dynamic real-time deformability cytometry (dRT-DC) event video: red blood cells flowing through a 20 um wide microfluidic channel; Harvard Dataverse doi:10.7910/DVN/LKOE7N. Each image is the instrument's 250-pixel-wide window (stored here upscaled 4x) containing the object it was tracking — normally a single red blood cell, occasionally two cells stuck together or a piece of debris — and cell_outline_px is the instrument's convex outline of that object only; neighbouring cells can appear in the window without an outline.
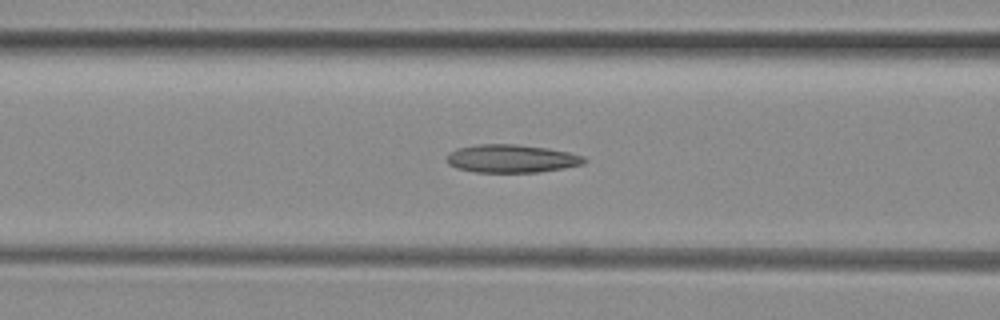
{"species": "common noctule bat (a hibernating species)", "species_latin": "Nyctalus noctula", "temperature_condition": "room temperature", "stored_images_in_passage": 34, "camera_frame_rate_fps": 3000, "um_per_image_px": 0.085, "animal": {"sex": "female", "body_mass_g": 29.2, "forearm_length_mm": 56.3}, "frame": {"image": 1, "passage_image": 13, "time_ms": 4.0, "image_size_px": [1000, 320], "cell_outline_px": [[588, 160], [584, 164], [564, 168], [540, 172], [476, 172], [456, 168], [448, 164], [448, 152], [456, 148], [476, 144], [516, 144], [548, 148], [568, 152], [584, 156]], "centroid_in_image_um": [43.49, 13.48], "position_along_channel_um": 123.1, "area_um2": 22.66}}
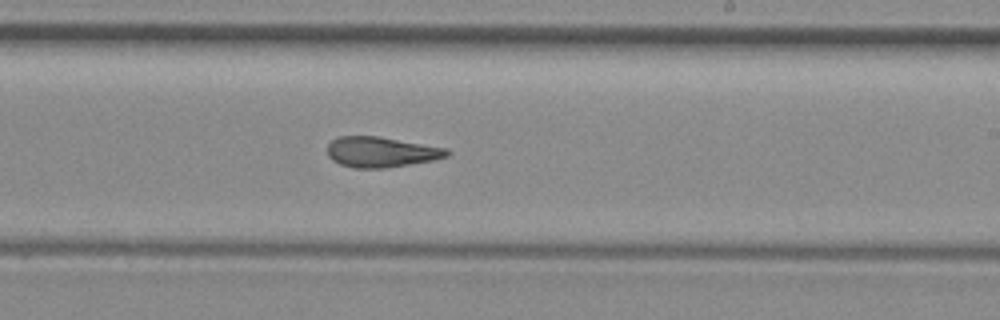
{"frame": {"image": 2, "passage_image": 23, "time_ms": 7.333, "image_size_px": [1000, 320], "cell_outline_px": [[448, 156], [432, 160], [384, 168], [352, 168], [340, 164], [332, 160], [328, 156], [328, 144], [336, 136], [376, 136], [448, 148]], "centroid_in_image_um": [32.35, 12.92], "position_along_channel_um": 256.7, "area_um2": 21.04}}
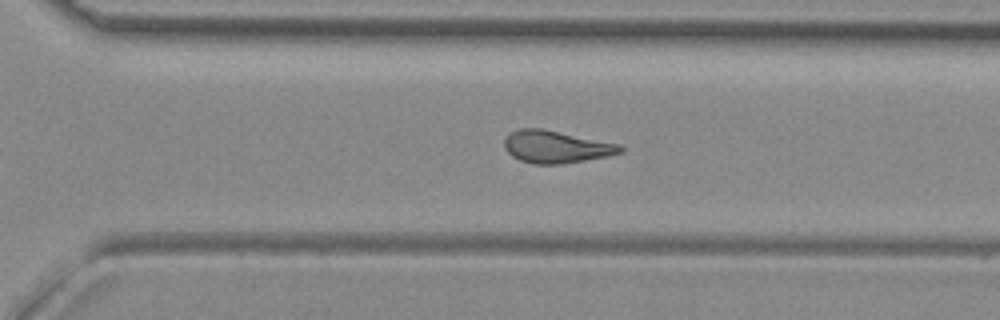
{"frame": {"image": 3, "passage_image": 28, "time_ms": 9.0, "image_size_px": [1000, 320], "cell_outline_px": [[624, 148], [620, 152], [608, 156], [564, 164], [532, 164], [520, 160], [512, 156], [504, 148], [504, 140], [512, 132], [520, 128], [540, 128], [620, 144]], "centroid_in_image_um": [47.25, 12.49], "position_along_channel_um": 323.3, "area_um2": 21.73}}